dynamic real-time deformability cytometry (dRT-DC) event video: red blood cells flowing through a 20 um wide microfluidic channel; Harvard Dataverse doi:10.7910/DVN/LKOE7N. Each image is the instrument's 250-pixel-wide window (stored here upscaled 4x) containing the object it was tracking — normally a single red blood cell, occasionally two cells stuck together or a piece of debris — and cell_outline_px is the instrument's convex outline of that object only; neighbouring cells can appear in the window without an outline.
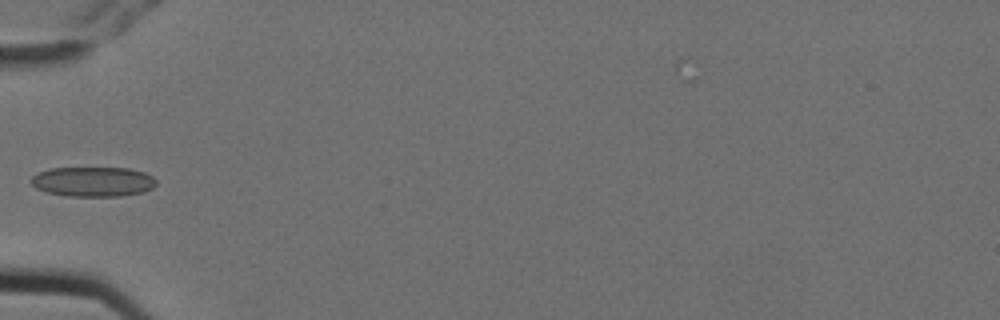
{"species": "Egyptian fruit bat (a non-hibernating species)", "species_latin": "Rousettus aegyptiacus", "temperature_condition": "cold", "stored_images_in_passage": 7, "camera_frame_rate_fps": 3000, "um_per_image_px": 0.085, "animal": {"sex": "female"}, "frame": {"image": 1, "passage_image": 1, "time_ms": 0.0, "image_size_px": [1000, 320], "cell_outline_px": [[156, 184], [152, 188], [144, 192], [120, 196], [68, 196], [44, 192], [36, 188], [28, 180], [36, 172], [48, 168], [128, 168], [144, 172], [152, 176], [156, 180]], "centroid_in_image_um": [7.86, 15.44], "position_along_channel_um": 77.1, "area_um2": 22.02}}
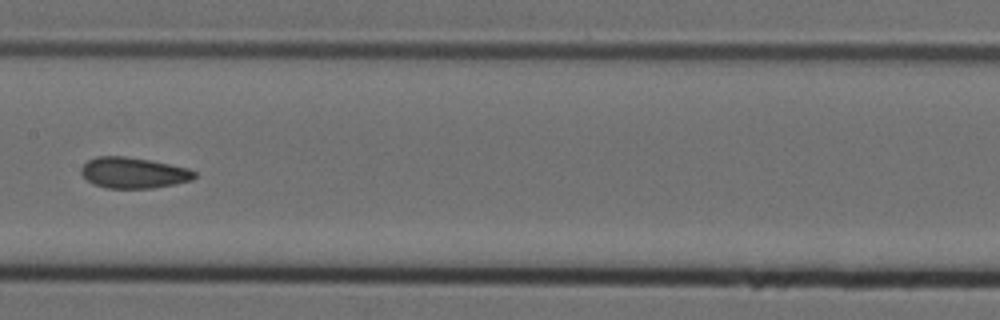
{"frame": {"image": 2, "passage_image": 4, "time_ms": 1.0, "image_size_px": [1000, 320], "cell_outline_px": [[196, 176], [192, 180], [176, 184], [152, 188], [104, 188], [92, 184], [80, 172], [80, 168], [88, 160], [96, 156], [124, 156], [148, 160], [188, 168], [196, 172]], "centroid_in_image_um": [11.33, 14.69], "position_along_channel_um": 196.1, "area_um2": 20.4}}
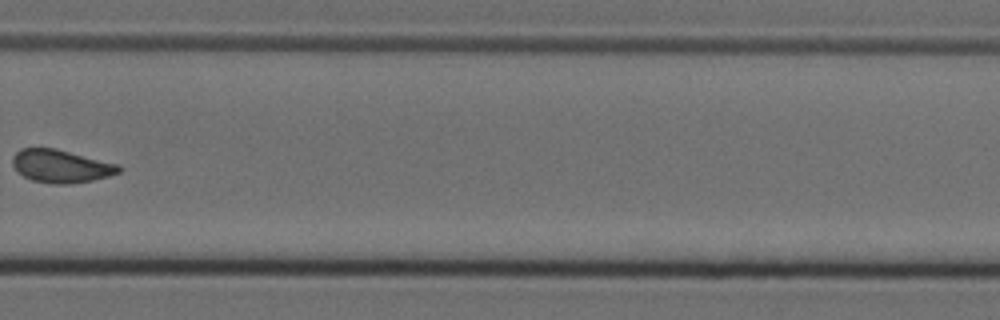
{"frame": {"image": 3, "passage_image": 7, "time_ms": 2.0, "image_size_px": [1000, 320], "cell_outline_px": [[120, 172], [108, 176], [92, 180], [68, 184], [52, 184], [32, 180], [24, 176], [12, 164], [12, 156], [20, 148], [56, 148], [120, 164]], "centroid_in_image_um": [5.19, 14.11], "position_along_channel_um": 324.6, "area_um2": 20.4}}